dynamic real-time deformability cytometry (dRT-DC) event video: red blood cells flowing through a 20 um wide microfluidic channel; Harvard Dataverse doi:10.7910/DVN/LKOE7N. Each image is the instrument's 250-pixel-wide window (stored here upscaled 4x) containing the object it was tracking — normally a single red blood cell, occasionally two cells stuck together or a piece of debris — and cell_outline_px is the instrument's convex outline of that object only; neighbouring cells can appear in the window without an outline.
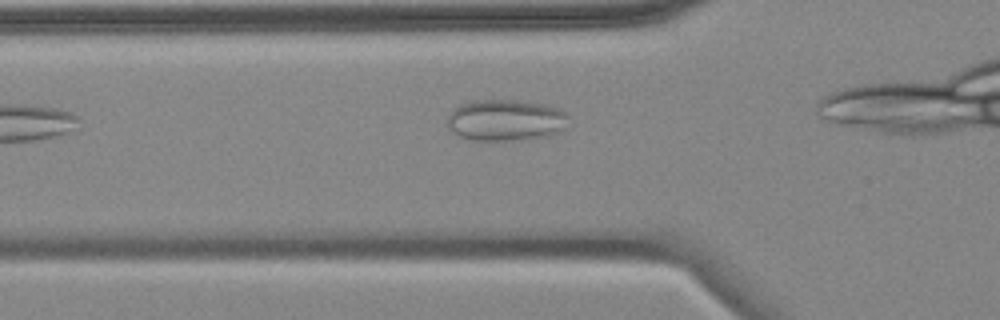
{"species": "common noctule bat (a hibernating species)", "species_latin": "Nyctalus noctula", "temperature_condition": "cold", "stored_images_in_passage": 3, "camera_frame_rate_fps": 3000, "um_per_image_px": 0.085, "animal": {"sex": "female", "body_mass_g": 18.4}, "frame": {"image": 1, "passage_image": 3, "time_ms": 2.333, "image_size_px": [1000, 320], "cell_outline_px": [[568, 116], [564, 128], [560, 132], [544, 136], [508, 140], [472, 140], [460, 136], [452, 132], [444, 124], [448, 116], [460, 104], [476, 100], [516, 100], [544, 104], [560, 108], [568, 112]], "centroid_in_image_um": [42.96, 10.2], "position_along_channel_um": 82.8, "area_um2": 29.25}}